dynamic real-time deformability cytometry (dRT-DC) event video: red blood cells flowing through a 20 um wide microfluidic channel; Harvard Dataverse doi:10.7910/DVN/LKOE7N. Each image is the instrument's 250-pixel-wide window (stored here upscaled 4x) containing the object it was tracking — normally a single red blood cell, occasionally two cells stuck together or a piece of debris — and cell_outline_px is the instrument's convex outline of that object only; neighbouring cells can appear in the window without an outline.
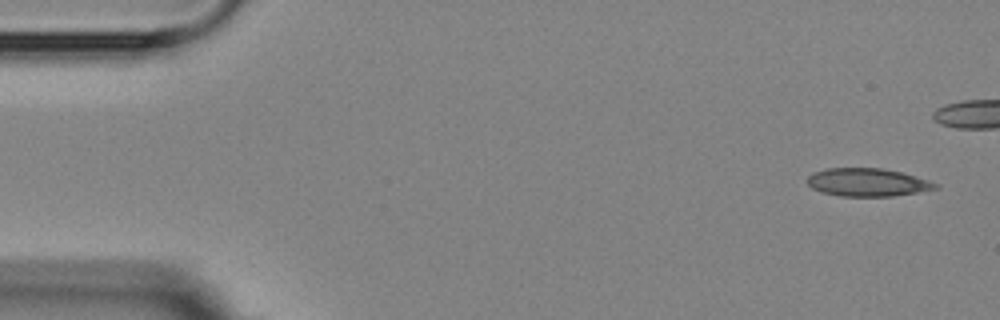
{"species": "Egyptian fruit bat (a non-hibernating species)", "species_latin": "Rousettus aegyptiacus", "temperature_condition": "room temperature", "stored_images_in_passage": 6, "camera_frame_rate_fps": 3000, "um_per_image_px": 0.085, "animal": {"sex": "female"}, "frame": {"image": 1, "passage_image": 1, "time_ms": 0.0, "image_size_px": [1000, 320], "cell_outline_px": [[940, 188], [892, 196], [840, 196], [820, 192], [812, 188], [804, 180], [812, 172], [828, 168], [880, 168], [900, 172], [928, 180], [940, 184]], "centroid_in_image_um": [73.69, 15.5], "position_along_channel_um": 11.3, "area_um2": 20.98}}
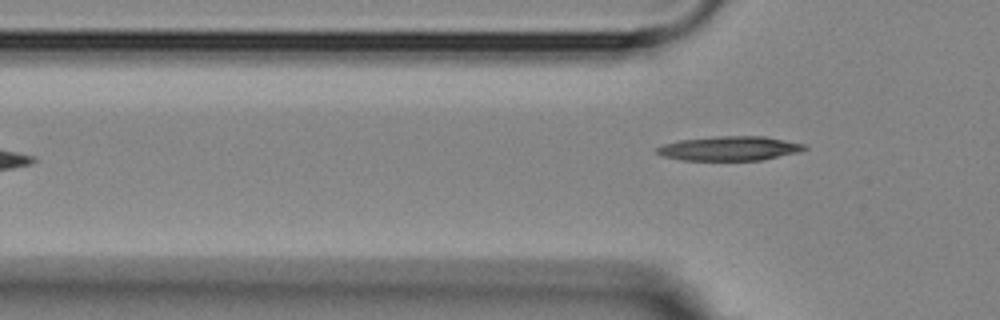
{"frame": {"image": 2, "passage_image": 6, "time_ms": 6.333, "image_size_px": [1000, 320], "cell_outline_px": [[808, 148], [800, 152], [764, 160], [684, 160], [664, 156], [656, 152], [656, 148], [664, 144], [680, 140], [716, 136], [764, 136], [804, 144]], "centroid_in_image_um": [62.05, 12.62], "position_along_channel_um": 63.7, "area_um2": 20.87}}